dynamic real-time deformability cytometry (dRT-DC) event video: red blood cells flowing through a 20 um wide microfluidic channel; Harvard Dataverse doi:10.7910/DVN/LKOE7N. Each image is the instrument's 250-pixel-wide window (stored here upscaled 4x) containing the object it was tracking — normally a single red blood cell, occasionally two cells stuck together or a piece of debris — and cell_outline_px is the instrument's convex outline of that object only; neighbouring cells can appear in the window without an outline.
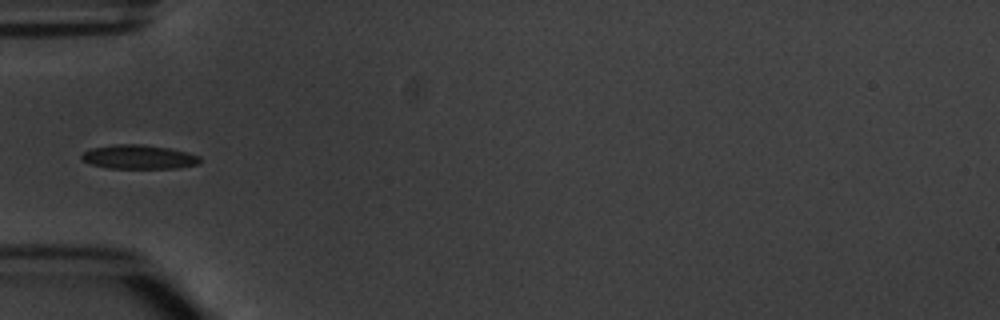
{"species": "common noctule bat (a hibernating species)", "species_latin": "Nyctalus noctula", "temperature_condition": "warm", "stored_images_in_passage": 5, "camera_frame_rate_fps": 3000, "um_per_image_px": 0.085, "animal": {"sex": "male", "body_mass_g": 20.1, "forearm_length_mm": 53.5}, "frame": {"image": 1, "passage_image": 5, "time_ms": 4.667, "image_size_px": [1000, 320], "cell_outline_px": [[200, 164], [176, 168], [108, 168], [92, 164], [80, 160], [80, 156], [84, 152], [92, 148], [112, 144], [140, 144], [168, 148], [200, 156]], "centroid_in_image_um": [11.76, 13.34], "position_along_channel_um": 73.2, "area_um2": 16.53}}